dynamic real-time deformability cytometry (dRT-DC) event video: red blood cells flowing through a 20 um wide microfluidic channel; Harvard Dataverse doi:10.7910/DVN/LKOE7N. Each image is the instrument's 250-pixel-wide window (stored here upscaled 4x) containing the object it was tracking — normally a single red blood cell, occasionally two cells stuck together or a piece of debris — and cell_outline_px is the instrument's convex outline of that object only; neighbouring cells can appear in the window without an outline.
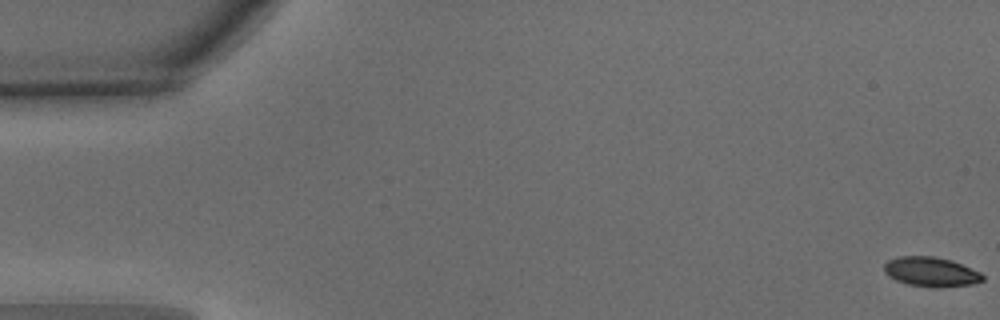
{"species": "common noctule bat (a hibernating species)", "species_latin": "Nyctalus noctula", "temperature_condition": "warm", "stored_images_in_passage": 52, "camera_frame_rate_fps": 3000, "um_per_image_px": 0.085, "animal": {"sex": "male", "body_mass_g": 15.6}, "frame": {"image": 1, "passage_image": 1, "time_ms": 0.0, "image_size_px": [1000, 320], "cell_outline_px": [[984, 280], [976, 284], [940, 288], [936, 288], [908, 284], [896, 280], [888, 276], [884, 272], [884, 264], [888, 260], [900, 256], [932, 256], [952, 260], [980, 272], [984, 276]], "centroid_in_image_um": [79.16, 23.12], "position_along_channel_um": 5.8, "area_um2": 17.17}}
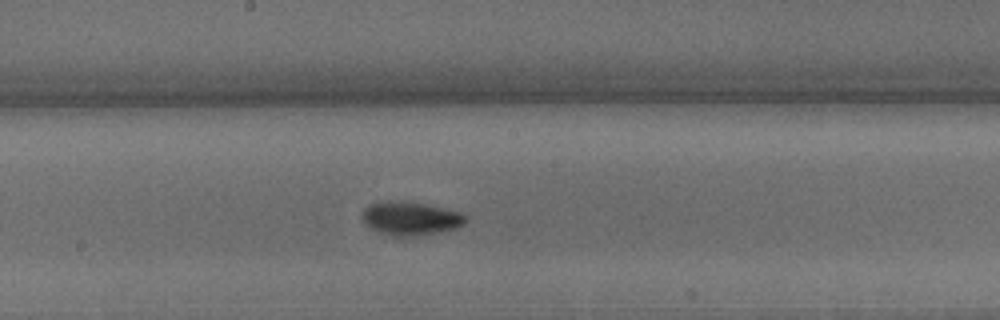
{"frame": {"image": 2, "passage_image": 28, "time_ms": 9.0, "image_size_px": [1000, 320], "cell_outline_px": [[468, 220], [464, 224], [456, 228], [416, 236], [388, 236], [376, 232], [364, 220], [364, 208], [368, 204], [388, 200], [396, 200], [424, 204], [444, 208], [460, 212], [468, 216]], "centroid_in_image_um": [34.91, 18.56], "position_along_channel_um": 213.3, "area_um2": 20.17}}
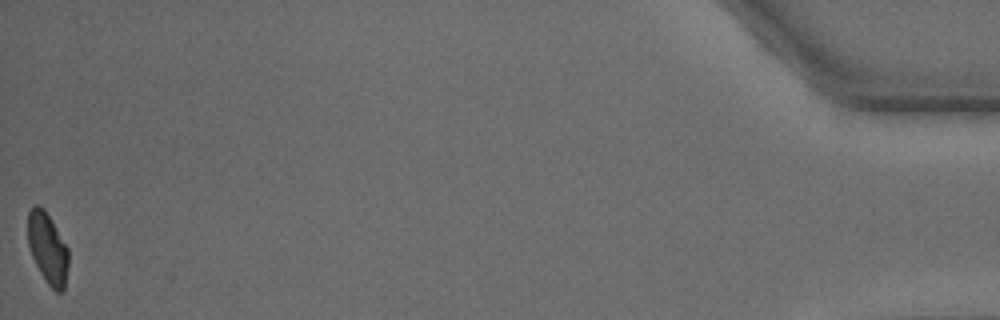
{"frame": {"image": 3, "passage_image": 52, "time_ms": 17.0, "image_size_px": [1000, 320], "cell_outline_px": [[68, 264], [64, 288], [60, 292], [56, 292], [48, 284], [40, 272], [32, 256], [28, 244], [28, 212], [32, 204], [36, 204], [44, 208], [68, 248]], "centroid_in_image_um": [4.04, 21.07], "position_along_channel_um": 431.2, "area_um2": 16.65}, "authors_computed_cell_mechanics": {"area_um2": 17.9469, "velocity_mm_per_s": 3.9587, "shape_relaxation_time_tau1_ms": 2.0126, "shape_relaxation_time_tau2_ms": 2.801, "deformation_change_tau1": 0.1206, "deformation_change_tau2": 0.0746}}